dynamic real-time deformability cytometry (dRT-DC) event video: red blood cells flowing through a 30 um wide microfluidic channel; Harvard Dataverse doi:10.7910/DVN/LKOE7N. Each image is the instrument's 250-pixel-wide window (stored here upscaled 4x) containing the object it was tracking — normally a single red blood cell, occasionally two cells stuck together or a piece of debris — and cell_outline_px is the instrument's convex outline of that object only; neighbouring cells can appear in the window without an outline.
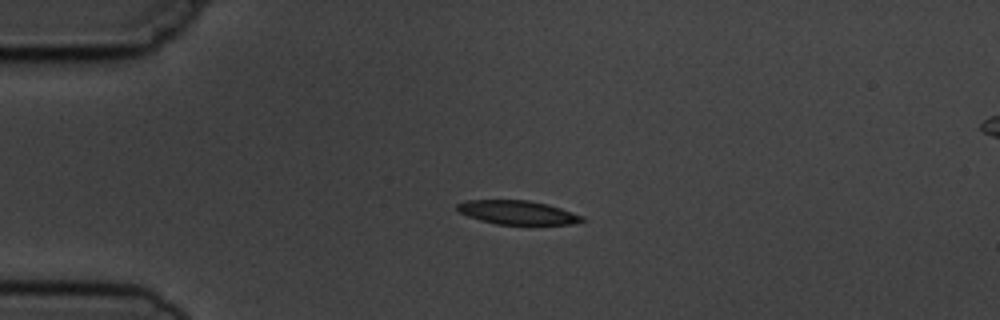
{"species": "common noctule bat (a hibernating species)", "species_latin": "Nyctalus noctula", "temperature_condition": "cold", "stored_images_in_passage": 5, "segment_of_instrument_passage": [1, 2], "camera_frame_rate_fps": 3000, "um_per_image_px": 0.085, "animal": {"sex": "male", "body_mass_g": 19.5, "forearm_length_mm": 54.6}, "frame": {"image": 1, "passage_image": 3, "time_ms": 3.333, "image_size_px": [1000, 320], "cell_outline_px": [[584, 220], [572, 224], [528, 228], [496, 224], [480, 220], [468, 216], [460, 212], [456, 208], [456, 204], [468, 200], [528, 200], [548, 204], [584, 216]], "centroid_in_image_um": [44.05, 18.12], "position_along_channel_um": 40.9, "area_um2": 18.32}}